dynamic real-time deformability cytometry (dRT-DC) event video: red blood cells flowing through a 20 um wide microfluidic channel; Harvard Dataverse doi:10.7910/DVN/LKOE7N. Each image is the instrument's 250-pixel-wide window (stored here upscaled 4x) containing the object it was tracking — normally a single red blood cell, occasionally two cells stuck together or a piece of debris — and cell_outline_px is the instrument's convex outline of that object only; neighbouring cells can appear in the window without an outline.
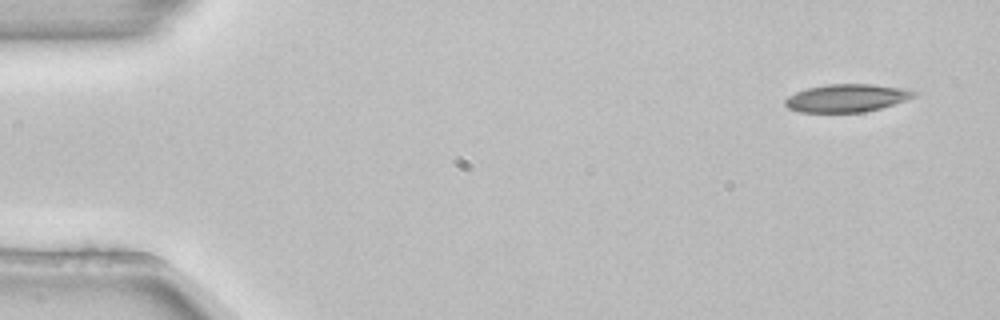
{"species": "common noctule bat (a hibernating species)", "species_latin": "Nyctalus noctula", "temperature_condition": "room temperature", "stored_images_in_passage": 5, "camera_frame_rate_fps": 3000, "um_per_image_px": 0.085, "animal": {"sex": "female", "body_mass_g": 22.7, "forearm_length_mm": 54.2}, "frame": {"image": 1, "passage_image": 1, "time_ms": 0.0, "image_size_px": [1000, 320], "cell_outline_px": [[916, 96], [908, 100], [880, 108], [864, 112], [800, 112], [788, 108], [784, 104], [784, 100], [788, 96], [796, 92], [808, 88], [828, 84], [872, 84], [904, 88], [916, 92]], "centroid_in_image_um": [71.98, 8.33], "position_along_channel_um": 13.0, "area_um2": 20.92}}
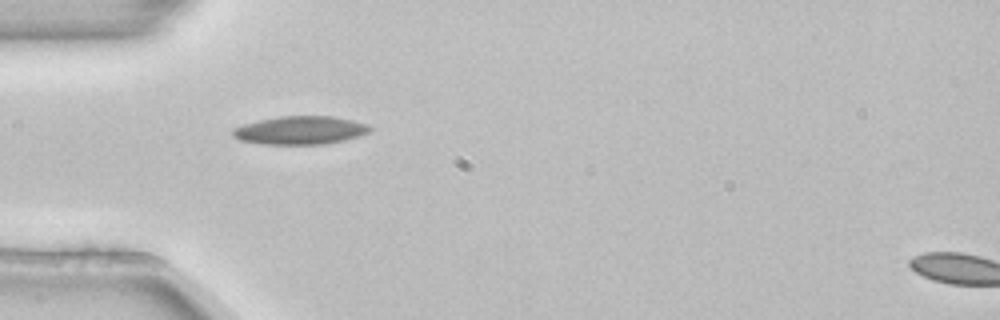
{"frame": {"image": 2, "passage_image": 3, "time_ms": 0.667, "image_size_px": [1000, 320], "cell_outline_px": [[372, 128], [368, 132], [344, 140], [324, 144], [264, 144], [240, 140], [232, 136], [232, 128], [244, 124], [260, 120], [280, 116], [332, 116], [352, 120], [368, 124]], "centroid_in_image_um": [25.5, 11.07], "position_along_channel_um": 59.5, "area_um2": 22.43}}